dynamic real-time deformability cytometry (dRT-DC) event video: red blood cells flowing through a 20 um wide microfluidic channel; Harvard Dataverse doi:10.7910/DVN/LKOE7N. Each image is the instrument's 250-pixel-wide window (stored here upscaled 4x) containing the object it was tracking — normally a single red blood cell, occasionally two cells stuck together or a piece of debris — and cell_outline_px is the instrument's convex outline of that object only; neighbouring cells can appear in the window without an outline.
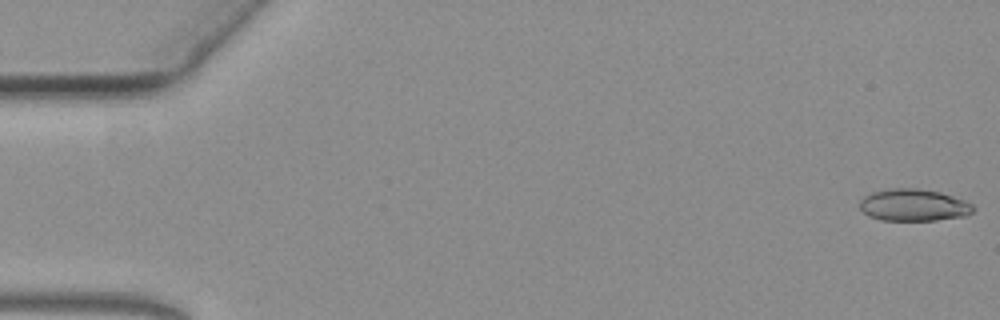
{"species": "common noctule bat (a hibernating species)", "species_latin": "Nyctalus noctula", "temperature_condition": "warm", "stored_images_in_passage": 61, "camera_frame_rate_fps": 3000, "um_per_image_px": 0.085, "animal": {"sex": "female", "body_mass_g": 19.3, "forearm_length_mm": 54.1}, "frame": {"image": 1, "passage_image": 1, "time_ms": 0.0, "image_size_px": [1000, 320], "cell_outline_px": [[972, 212], [968, 216], [936, 220], [880, 220], [868, 216], [860, 208], [860, 200], [864, 196], [872, 192], [892, 188], [916, 188], [940, 192], [964, 200], [972, 204]], "centroid_in_image_um": [77.64, 17.43], "position_along_channel_um": 7.4, "area_um2": 21.15}}
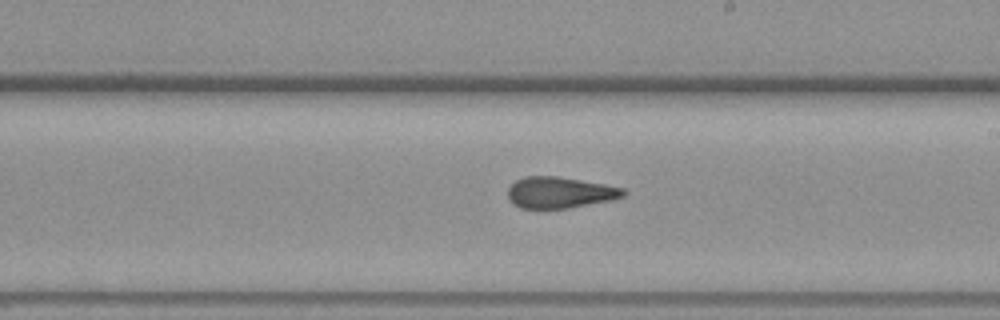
{"frame": {"image": 2, "passage_image": 35, "time_ms": 11.333, "image_size_px": [1000, 320], "cell_outline_px": [[628, 192], [624, 196], [612, 200], [568, 208], [520, 208], [512, 204], [508, 200], [508, 188], [516, 180], [524, 176], [556, 176], [604, 184], [624, 188]], "centroid_in_image_um": [47.57, 16.36], "position_along_channel_um": 241.4, "area_um2": 21.1}}
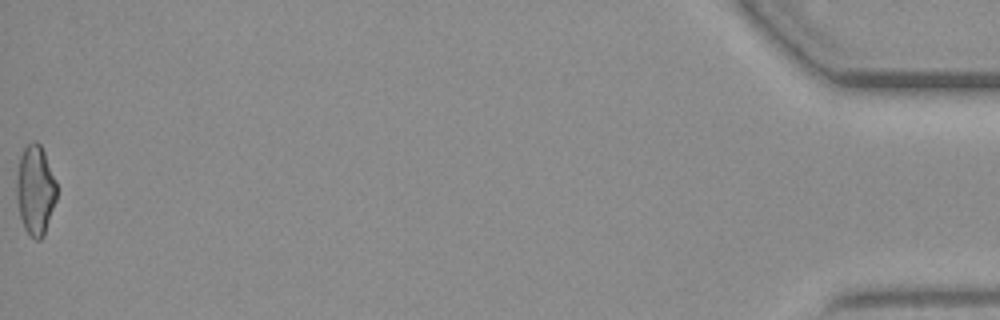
{"frame": {"image": 3, "passage_image": 61, "time_ms": 20.0, "image_size_px": [1000, 320], "cell_outline_px": [[56, 200], [44, 236], [40, 240], [36, 240], [24, 228], [20, 216], [16, 200], [16, 176], [20, 156], [24, 148], [32, 140], [36, 140], [40, 144], [44, 152], [56, 180]], "centroid_in_image_um": [2.99, 16.14], "position_along_channel_um": 432.2, "area_um2": 21.1}}